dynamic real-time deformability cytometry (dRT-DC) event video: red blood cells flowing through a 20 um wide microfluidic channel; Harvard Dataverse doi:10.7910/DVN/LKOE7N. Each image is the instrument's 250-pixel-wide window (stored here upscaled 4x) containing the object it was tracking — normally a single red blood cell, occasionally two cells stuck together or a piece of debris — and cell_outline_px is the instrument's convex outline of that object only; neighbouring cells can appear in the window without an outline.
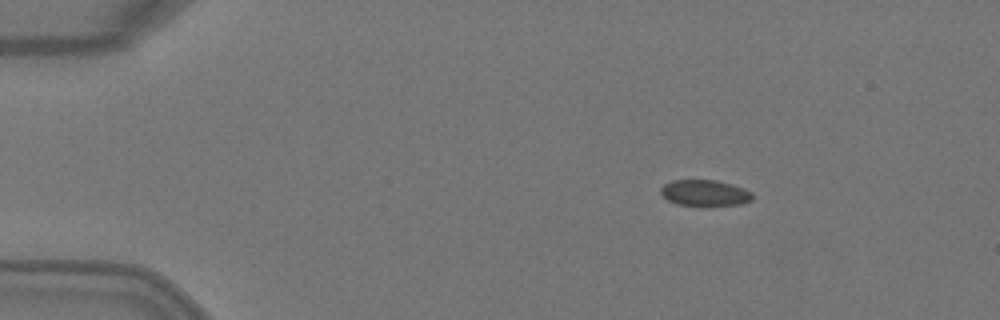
{"species": "Egyptian fruit bat (a non-hibernating species)", "species_latin": "Rousettus aegyptiacus", "temperature_condition": "warm", "stored_images_in_passage": 4, "camera_frame_rate_fps": 3000, "um_per_image_px": 0.085, "animal": {"sex": "female"}, "frame": {"image": 1, "passage_image": 2, "time_ms": 0.333, "image_size_px": [1000, 320], "cell_outline_px": [[752, 200], [740, 204], [704, 208], [676, 204], [668, 200], [660, 192], [660, 188], [664, 184], [672, 180], [716, 180], [732, 184], [744, 188], [752, 192]], "centroid_in_image_um": [59.91, 16.43], "position_along_channel_um": 25.1, "area_um2": 14.51}}